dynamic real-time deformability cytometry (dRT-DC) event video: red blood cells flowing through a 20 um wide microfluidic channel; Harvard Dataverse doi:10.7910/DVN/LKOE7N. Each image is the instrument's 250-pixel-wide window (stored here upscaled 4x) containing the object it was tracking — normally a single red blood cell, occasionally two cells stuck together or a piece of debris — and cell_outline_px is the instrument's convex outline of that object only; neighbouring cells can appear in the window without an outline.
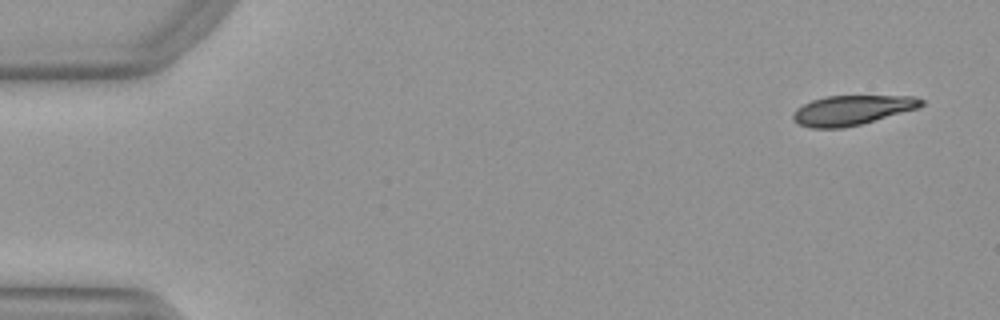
{"species": "Egyptian fruit bat (a non-hibernating species)", "species_latin": "Rousettus aegyptiacus", "temperature_condition": "warm", "stored_images_in_passage": 51, "camera_frame_rate_fps": 3000, "um_per_image_px": 0.085, "animal": {"sex": "female"}, "frame": {"image": 1, "passage_image": 3, "time_ms": 0.667, "image_size_px": [1000, 320], "cell_outline_px": [[924, 104], [920, 108], [860, 124], [844, 128], [812, 128], [800, 124], [792, 116], [792, 112], [796, 108], [812, 100], [824, 96], [916, 96], [924, 100]], "centroid_in_image_um": [72.45, 9.35], "position_along_channel_um": 12.6, "area_um2": 22.2}}
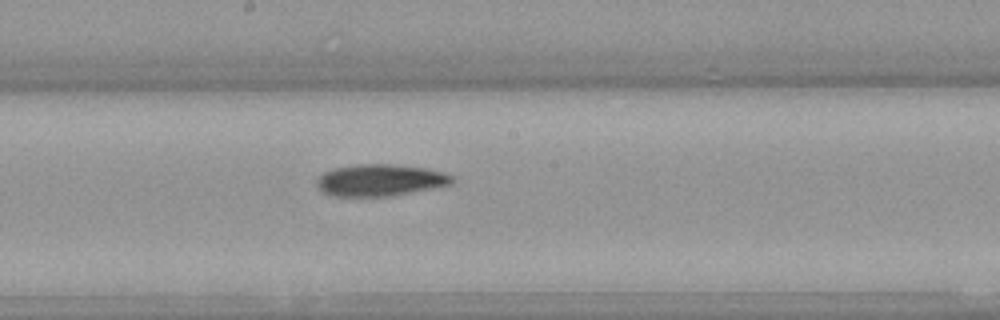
{"frame": {"image": 2, "passage_image": 28, "time_ms": 9.0, "image_size_px": [1000, 320], "cell_outline_px": [[452, 180], [448, 184], [392, 196], [332, 196], [324, 192], [316, 184], [316, 180], [324, 172], [332, 168], [356, 164], [392, 164], [428, 168], [444, 172], [452, 176]], "centroid_in_image_um": [32.26, 15.3], "position_along_channel_um": 215.9, "area_um2": 24.85}}
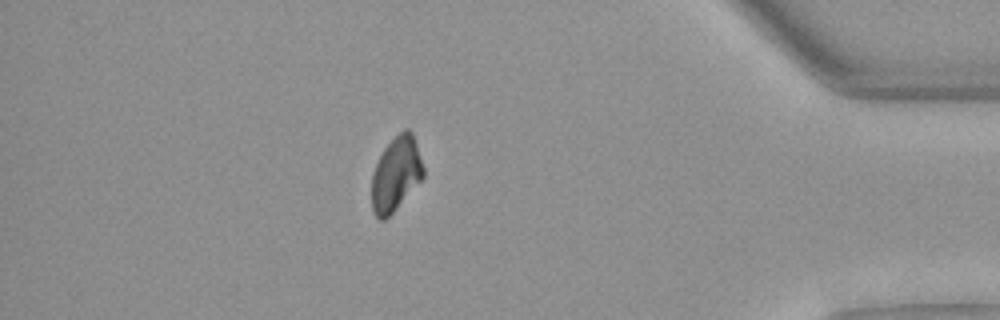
{"frame": {"image": 3, "passage_image": 45, "time_ms": 14.667, "image_size_px": [1000, 320], "cell_outline_px": [[424, 176], [392, 212], [384, 220], [380, 220], [372, 212], [372, 172], [384, 148], [404, 128], [408, 128], [412, 132], [424, 168]], "centroid_in_image_um": [33.64, 14.78], "position_along_channel_um": 401.6, "area_um2": 21.91}}